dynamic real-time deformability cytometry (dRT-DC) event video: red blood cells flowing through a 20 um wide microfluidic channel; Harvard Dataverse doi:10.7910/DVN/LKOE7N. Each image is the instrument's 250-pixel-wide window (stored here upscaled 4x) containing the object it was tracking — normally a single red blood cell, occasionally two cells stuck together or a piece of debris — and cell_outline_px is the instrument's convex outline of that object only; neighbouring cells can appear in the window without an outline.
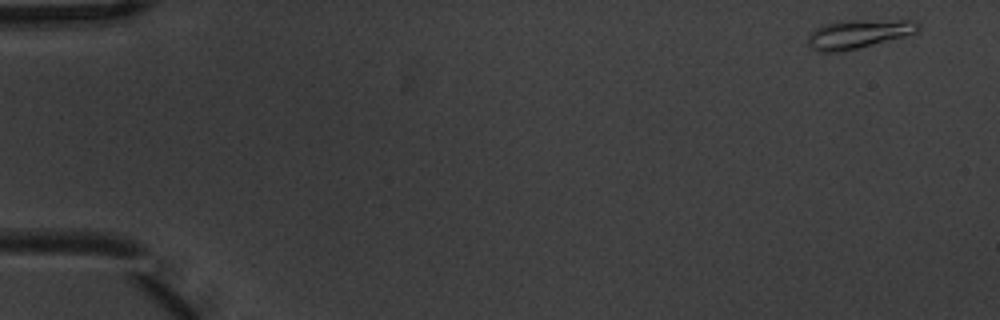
{"species": "common noctule bat (a hibernating species)", "species_latin": "Nyctalus noctula", "temperature_condition": "warm", "stored_images_in_passage": 6, "camera_frame_rate_fps": 3000, "um_per_image_px": 0.085, "animal": {"sex": "male", "body_mass_g": 20.1, "forearm_length_mm": 53.5}, "frame": {"image": 1, "passage_image": 1, "time_ms": 0.0, "image_size_px": [1000, 320], "cell_outline_px": [[920, 28], [916, 32], [904, 36], [840, 52], [816, 52], [808, 44], [808, 36], [816, 28], [824, 24], [852, 20], [916, 20], [920, 24]], "centroid_in_image_um": [72.96, 2.88], "position_along_channel_um": 12.0, "area_um2": 18.26}}